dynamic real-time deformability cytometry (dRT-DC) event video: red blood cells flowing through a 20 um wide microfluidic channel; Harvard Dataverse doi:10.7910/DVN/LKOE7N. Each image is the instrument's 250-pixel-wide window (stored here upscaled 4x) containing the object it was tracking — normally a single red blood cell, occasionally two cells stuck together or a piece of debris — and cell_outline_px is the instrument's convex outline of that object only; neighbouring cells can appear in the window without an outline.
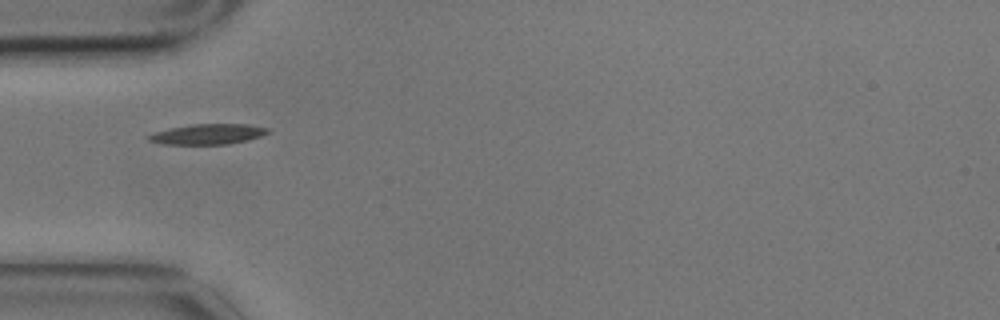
{"species": "common noctule bat (a hibernating species)", "species_latin": "Nyctalus noctula", "temperature_condition": "cold", "stored_images_in_passage": 8, "camera_frame_rate_fps": 3000, "um_per_image_px": 0.085, "animal": {"sex": "male", "body_mass_g": 17.9}, "frame": {"image": 1, "passage_image": 1, "time_ms": 0.0, "image_size_px": [1000, 320], "cell_outline_px": [[268, 132], [260, 136], [248, 140], [228, 144], [160, 144], [148, 140], [144, 136], [168, 128], [192, 124], [248, 124], [268, 128]], "centroid_in_image_um": [17.61, 11.4], "position_along_channel_um": 67.4, "area_um2": 14.16}}